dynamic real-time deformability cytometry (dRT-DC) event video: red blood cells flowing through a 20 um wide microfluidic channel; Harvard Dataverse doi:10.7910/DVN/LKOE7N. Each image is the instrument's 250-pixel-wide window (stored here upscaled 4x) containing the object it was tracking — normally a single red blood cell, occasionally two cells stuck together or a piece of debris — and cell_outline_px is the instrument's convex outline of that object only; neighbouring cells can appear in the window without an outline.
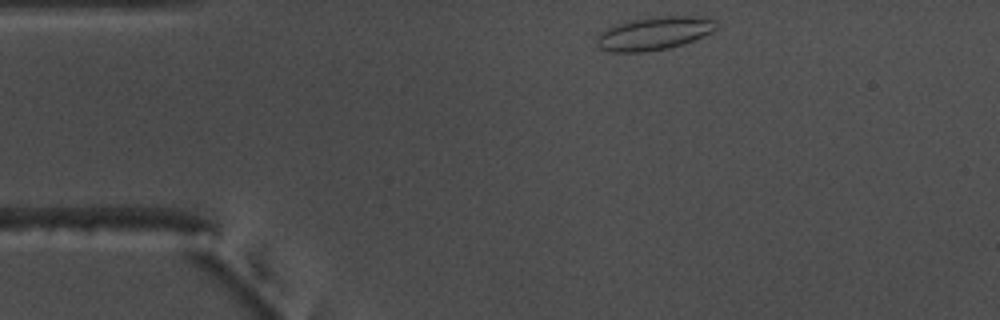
{"species": "common noctule bat (a hibernating species)", "species_latin": "Nyctalus noctula", "temperature_condition": "warm", "stored_images_in_passage": 37, "camera_frame_rate_fps": 3000, "um_per_image_px": 0.085, "animal": {"sex": "male", "body_mass_g": 17.5, "forearm_length_mm": 52.3}, "frame": {"image": 1, "passage_image": 1, "time_ms": 0.0, "image_size_px": [1000, 320], "cell_outline_px": [[716, 28], [712, 32], [692, 40], [668, 48], [644, 52], [608, 52], [600, 48], [596, 44], [596, 40], [600, 32], [604, 28], [632, 20], [656, 16], [700, 16], [716, 20]], "centroid_in_image_um": [55.57, 2.83], "position_along_channel_um": 29.4, "area_um2": 23.06}}
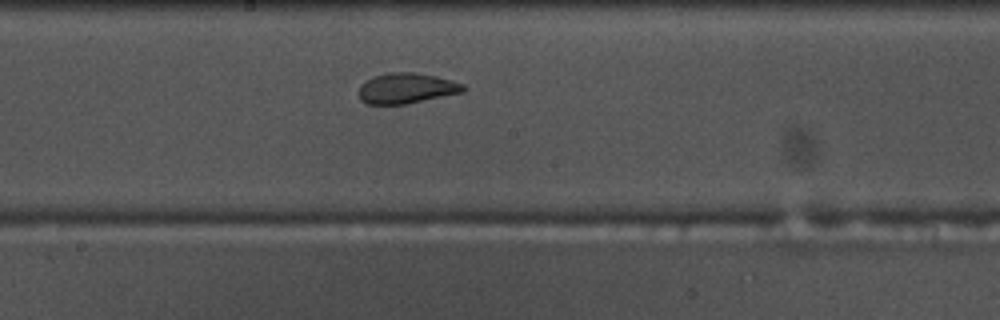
{"frame": {"image": 2, "passage_image": 20, "time_ms": 6.333, "image_size_px": [1000, 320], "cell_outline_px": [[468, 88], [464, 92], [404, 104], [368, 104], [360, 100], [360, 84], [372, 76], [388, 72], [416, 72], [436, 76], [452, 80], [464, 84]], "centroid_in_image_um": [34.57, 7.49], "position_along_channel_um": 213.6, "area_um2": 18.67}}
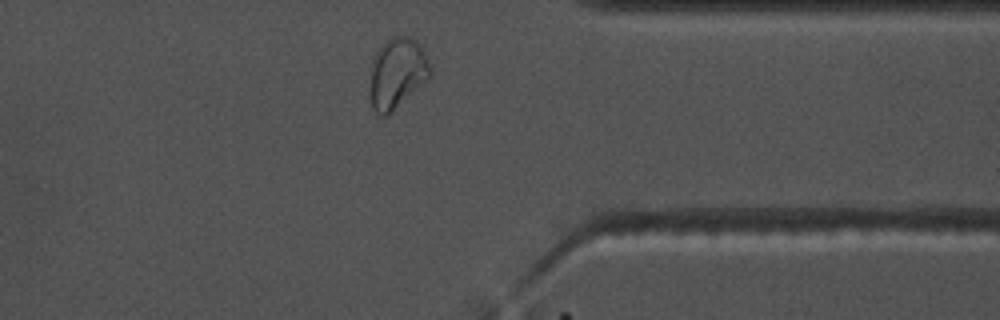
{"frame": {"image": 3, "passage_image": 34, "time_ms": 11.0, "image_size_px": [1000, 320], "cell_outline_px": [[432, 76], [428, 80], [388, 116], [380, 116], [372, 108], [372, 64], [376, 52], [392, 36], [408, 36], [416, 40], [420, 44], [428, 60]], "centroid_in_image_um": [33.81, 6.23], "position_along_channel_um": 377.6, "area_um2": 24.45}, "authors_computed_cell_mechanics": {"area_um2": 18.785, "velocity_mm_per_s": 3.6873, "shape_relaxation_time_tau1_ms": 11.2017, "shape_relaxation_time_tau2_ms": 1.1375, "deformation_change_tau1": 0.2681, "deformation_change_tau2": 0.0695}}